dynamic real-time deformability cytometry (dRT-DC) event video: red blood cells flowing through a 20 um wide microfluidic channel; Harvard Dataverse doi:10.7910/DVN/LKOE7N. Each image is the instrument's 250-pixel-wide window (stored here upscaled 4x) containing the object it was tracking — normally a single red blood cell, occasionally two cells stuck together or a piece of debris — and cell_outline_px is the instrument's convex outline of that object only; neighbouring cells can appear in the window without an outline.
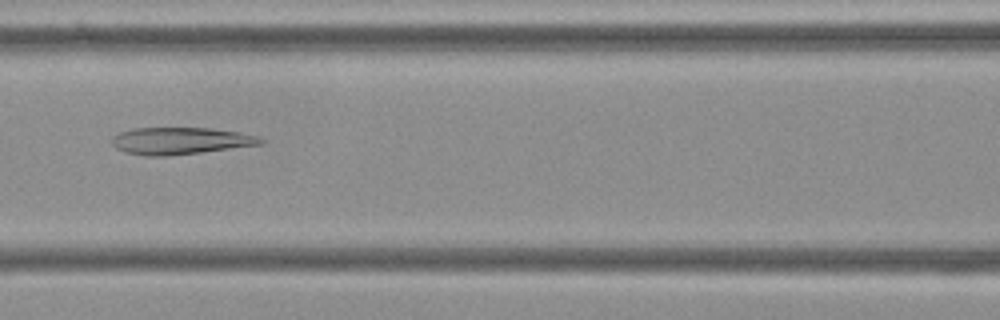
{"species": "Egyptian fruit bat (a non-hibernating species)", "species_latin": "Rousettus aegyptiacus", "temperature_condition": "cold", "stored_images_in_passage": 44, "camera_frame_rate_fps": 3000, "um_per_image_px": 0.085, "frame": {"image": 1, "passage_image": 13, "time_ms": 4.0, "image_size_px": [1000, 320], "cell_outline_px": [[268, 140], [264, 144], [168, 156], [144, 156], [124, 152], [116, 148], [112, 144], [112, 136], [120, 132], [132, 128], [208, 128], [240, 132], [260, 136]], "centroid_in_image_um": [15.36, 11.97], "position_along_channel_um": 151.2, "area_um2": 23.64}}
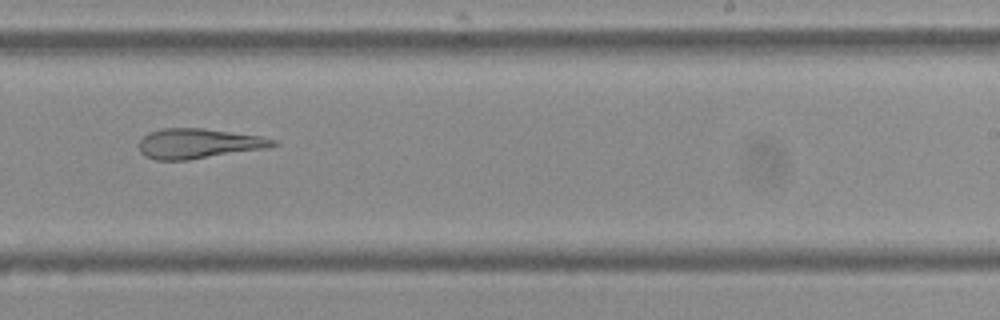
{"frame": {"image": 2, "passage_image": 23, "time_ms": 7.333, "image_size_px": [1000, 320], "cell_outline_px": [[280, 144], [268, 148], [188, 160], [156, 160], [144, 156], [140, 152], [140, 140], [148, 132], [164, 128], [204, 128], [260, 136], [276, 140]], "centroid_in_image_um": [16.89, 12.2], "position_along_channel_um": 272.1, "area_um2": 23.47}}
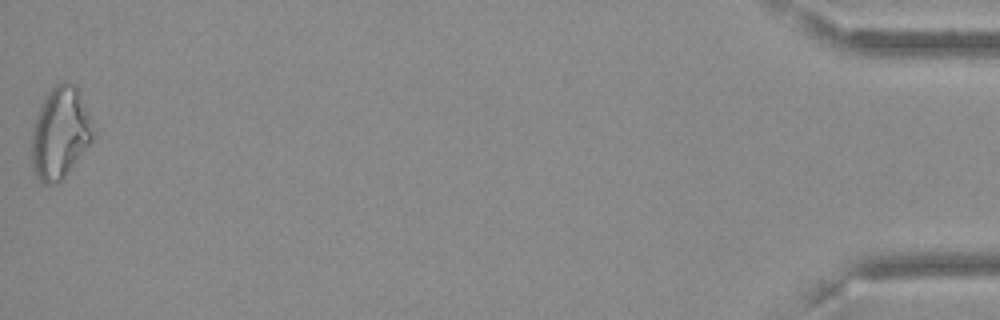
{"frame": {"image": 3, "passage_image": 44, "time_ms": 14.333, "image_size_px": [1000, 320], "cell_outline_px": [[96, 128], [92, 140], [64, 180], [52, 184], [44, 184], [36, 176], [32, 168], [32, 132], [36, 116], [44, 96], [56, 84], [64, 80], [68, 80], [76, 84], [80, 92]], "centroid_in_image_um": [5.14, 11.28], "position_along_channel_um": 430.1, "area_um2": 33.47}, "authors_computed_cell_mechanics": {"area_um2": 25.5765, "velocity_mm_per_s": 3.637, "shape_relaxation_time_tau1_ms": null, "shape_relaxation_time_tau2_ms": 3.5395, "deformation_change_tau1": null, "deformation_change_tau2": 0.1349}}